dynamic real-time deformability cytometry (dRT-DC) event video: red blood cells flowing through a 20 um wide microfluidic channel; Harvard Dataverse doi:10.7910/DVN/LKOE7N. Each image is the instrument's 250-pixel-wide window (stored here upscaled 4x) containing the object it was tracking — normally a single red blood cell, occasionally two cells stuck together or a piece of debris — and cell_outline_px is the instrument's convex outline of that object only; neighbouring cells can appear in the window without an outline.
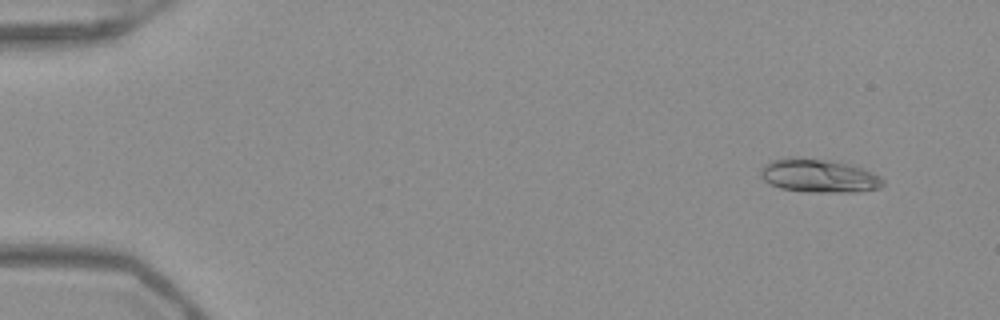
{"species": "Egyptian fruit bat (a non-hibernating species)", "species_latin": "Rousettus aegyptiacus", "temperature_condition": "warm", "stored_images_in_passage": 43, "camera_frame_rate_fps": 3000, "um_per_image_px": 0.085, "frame": {"image": 1, "passage_image": 5, "time_ms": 1.333, "image_size_px": [1000, 320], "cell_outline_px": [[884, 184], [880, 188], [852, 192], [812, 192], [780, 188], [764, 180], [760, 176], [760, 168], [764, 164], [772, 160], [788, 156], [828, 160], [848, 164], [864, 168], [880, 176], [884, 180]], "centroid_in_image_um": [69.59, 14.93], "position_along_channel_um": 15.4, "area_um2": 23.93}}
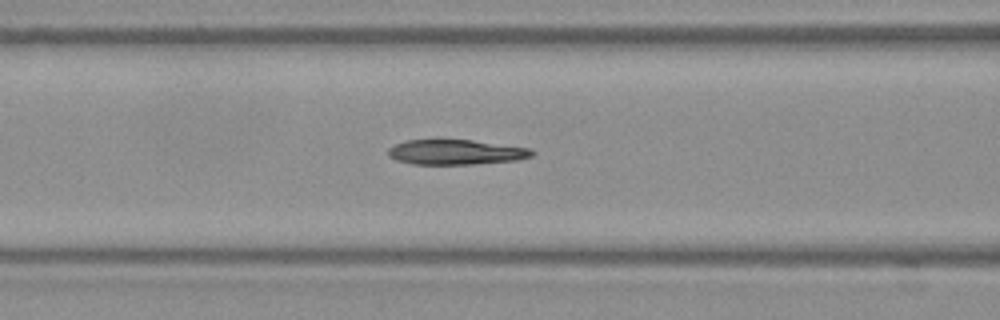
{"frame": {"image": 2, "passage_image": 23, "time_ms": 7.333, "image_size_px": [1000, 320], "cell_outline_px": [[536, 152], [532, 156], [516, 160], [476, 164], [412, 164], [396, 160], [388, 156], [388, 148], [404, 140], [436, 136], [472, 140], [532, 148]], "centroid_in_image_um": [38.69, 12.88], "position_along_channel_um": 127.9, "area_um2": 22.02}}
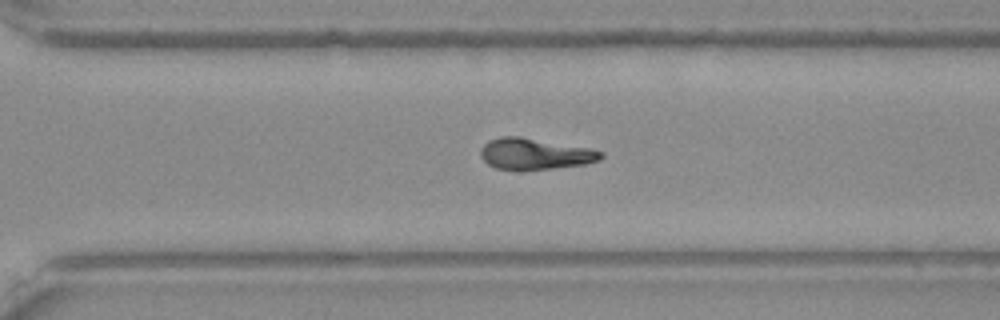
{"frame": {"image": 3, "passage_image": 38, "time_ms": 12.333, "image_size_px": [1000, 320], "cell_outline_px": [[604, 156], [600, 160], [584, 164], [552, 168], [496, 168], [488, 164], [480, 156], [480, 148], [488, 140], [500, 136], [520, 136], [592, 148], [604, 152]], "centroid_in_image_um": [45.49, 13.04], "position_along_channel_um": 325.1, "area_um2": 21.68}, "authors_computed_cell_mechanics": {"area_um2": 21.8484, "velocity_mm_per_s": 3.9412, "shape_relaxation_time_tau1_ms": 7.183, "shape_relaxation_time_tau2_ms": 5.7875, "deformation_change_tau1": 0.2307, "deformation_change_tau2": 0.1059}}